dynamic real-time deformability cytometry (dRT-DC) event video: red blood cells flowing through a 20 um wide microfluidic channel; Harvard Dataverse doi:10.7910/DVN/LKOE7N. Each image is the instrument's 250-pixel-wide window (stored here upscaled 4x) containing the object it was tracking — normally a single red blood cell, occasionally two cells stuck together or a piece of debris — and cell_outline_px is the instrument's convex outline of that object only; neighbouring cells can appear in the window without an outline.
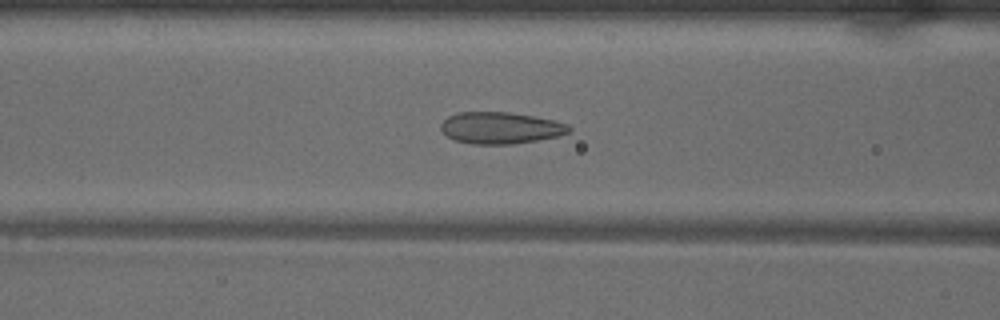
{"species": "common noctule bat (a hibernating species)", "species_latin": "Nyctalus noctula", "temperature_condition": "warm", "stored_images_in_passage": 49, "camera_frame_rate_fps": 3000, "um_per_image_px": 0.085, "animal": {"sex": "male", "body_mass_g": 18.8}, "frame": {"image": 1, "passage_image": 19, "time_ms": 6.0, "image_size_px": [1000, 320], "cell_outline_px": [[572, 132], [560, 136], [512, 144], [472, 144], [456, 140], [448, 136], [440, 128], [440, 124], [448, 116], [456, 112], [508, 112], [532, 116], [552, 120], [568, 124], [572, 128]], "centroid_in_image_um": [42.56, 10.87], "position_along_channel_um": 124.0, "area_um2": 23.64}}
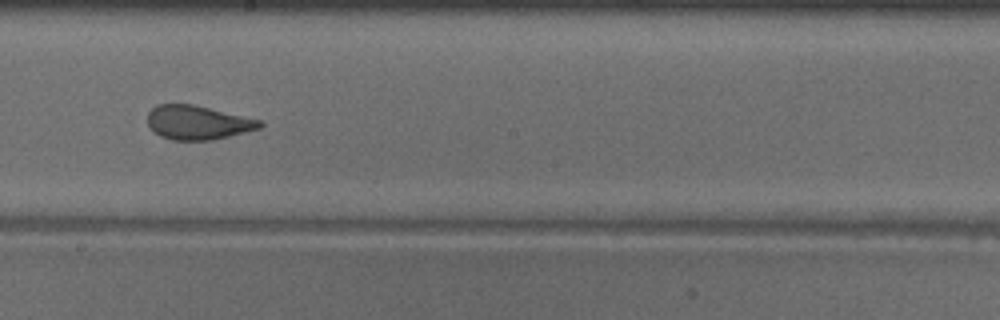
{"frame": {"image": 2, "passage_image": 27, "time_ms": 8.667, "image_size_px": [1000, 320], "cell_outline_px": [[264, 124], [260, 128], [212, 140], [172, 140], [160, 136], [148, 124], [148, 112], [156, 104], [196, 104], [260, 120]], "centroid_in_image_um": [16.8, 10.4], "position_along_channel_um": 231.4, "area_um2": 22.2}}
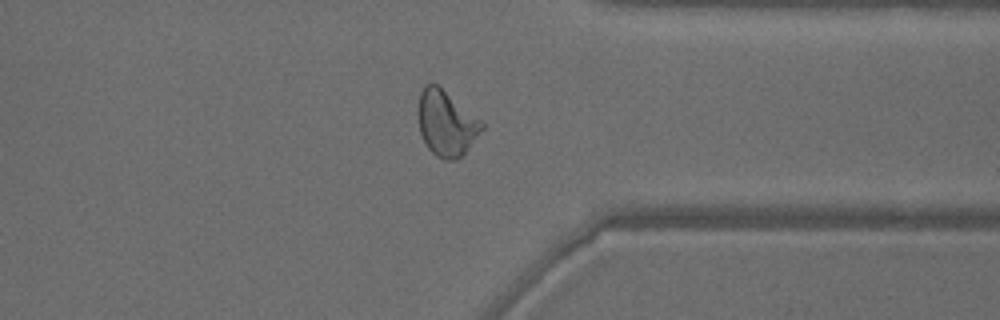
{"frame": {"image": 3, "passage_image": 38, "time_ms": 12.333, "image_size_px": [1000, 320], "cell_outline_px": [[484, 128], [468, 148], [456, 160], [444, 160], [436, 156], [428, 148], [420, 132], [416, 112], [416, 108], [420, 92], [424, 84], [432, 80], [484, 120]], "centroid_in_image_um": [37.92, 10.41], "position_along_channel_um": 373.5, "area_um2": 24.97}, "authors_computed_cell_mechanics": {"area_um2": 24.9696, "velocity_mm_per_s": 4.023, "shape_relaxation_time_tau1_ms": null, "shape_relaxation_time_tau2_ms": 0.9468, "deformation_change_tau1": null, "deformation_change_tau2": 0.0896}}